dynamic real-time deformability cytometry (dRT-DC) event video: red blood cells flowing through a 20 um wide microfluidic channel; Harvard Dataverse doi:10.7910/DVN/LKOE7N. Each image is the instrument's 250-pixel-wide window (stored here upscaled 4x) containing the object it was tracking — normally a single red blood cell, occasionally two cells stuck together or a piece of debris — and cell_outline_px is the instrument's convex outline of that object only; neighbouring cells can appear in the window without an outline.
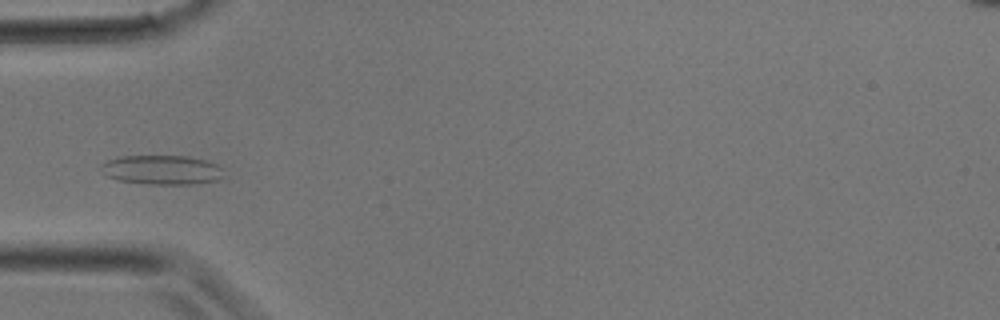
{"species": "common noctule bat (a hibernating species)", "species_latin": "Nyctalus noctula", "temperature_condition": "room temperature", "stored_images_in_passage": 22, "camera_frame_rate_fps": 3000, "um_per_image_px": 0.085, "animal": {"sex": "male", "body_mass_g": 17.9}, "frame": {"image": 1, "passage_image": 1, "time_ms": 0.0, "image_size_px": [1000, 320], "cell_outline_px": [[220, 176], [216, 180], [192, 184], [148, 184], [116, 180], [104, 176], [100, 172], [100, 164], [108, 160], [120, 156], [188, 156], [204, 160], [216, 164], [220, 168]], "centroid_in_image_um": [13.63, 14.44], "position_along_channel_um": 71.4, "area_um2": 20.92}}
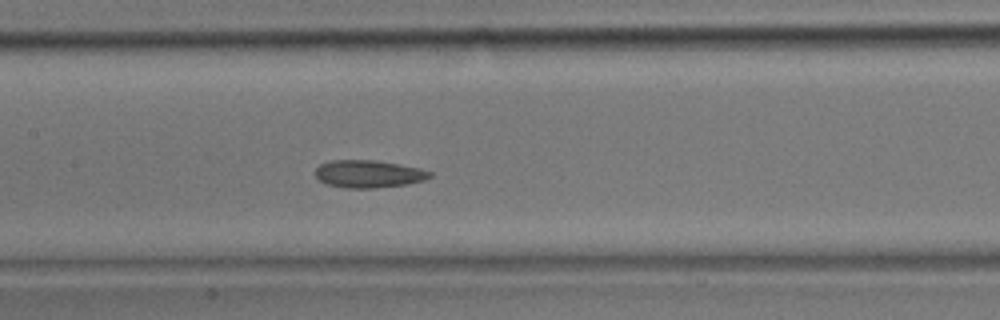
{"frame": {"image": 2, "passage_image": 6, "time_ms": 1.667, "image_size_px": [1000, 320], "cell_outline_px": [[432, 176], [424, 180], [408, 184], [372, 188], [348, 188], [328, 184], [320, 180], [316, 176], [316, 168], [320, 164], [332, 160], [376, 160], [400, 164], [420, 168], [432, 172]], "centroid_in_image_um": [31.36, 14.77], "position_along_channel_um": 176.0, "area_um2": 18.32}}
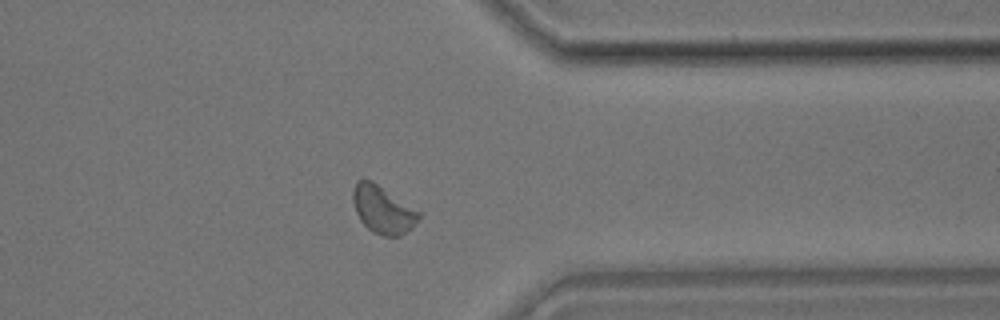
{"frame": {"image": 3, "passage_image": 16, "time_ms": 5.0, "image_size_px": [1000, 320], "cell_outline_px": [[420, 216], [412, 228], [400, 236], [384, 236], [372, 232], [360, 220], [356, 212], [352, 200], [352, 192], [356, 180], [372, 180], [420, 208]], "centroid_in_image_um": [32.59, 17.79], "position_along_channel_um": 378.8, "area_um2": 18.84}}